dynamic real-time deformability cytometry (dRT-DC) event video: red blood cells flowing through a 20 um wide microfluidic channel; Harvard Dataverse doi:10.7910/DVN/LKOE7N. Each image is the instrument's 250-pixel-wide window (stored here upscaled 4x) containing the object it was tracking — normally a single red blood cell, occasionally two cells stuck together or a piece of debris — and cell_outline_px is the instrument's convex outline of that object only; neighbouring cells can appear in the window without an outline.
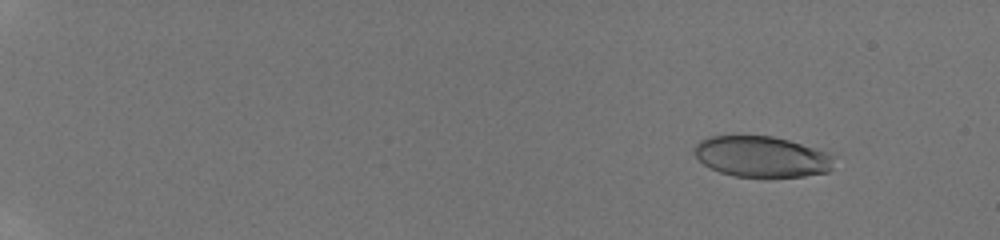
{"species": "human", "species_latin": "Homo sapiens", "temperature_condition": "room temperature", "stored_images_in_passage": 17, "camera_frame_rate_fps": 3000, "um_per_image_px": 0.085, "donor": {"sex": "male"}, "frame": {"image": 1, "passage_image": 5, "time_ms": 2.0, "image_size_px": [1000, 240], "cell_outline_px": [[836, 156], [832, 168], [828, 172], [804, 176], [732, 176], [720, 172], [704, 164], [692, 152], [692, 148], [700, 140], [708, 136], [772, 136], [788, 140], [828, 152]], "centroid_in_image_um": [64.75, 13.31], "position_along_channel_um": 20.2, "area_um2": 33.29}}
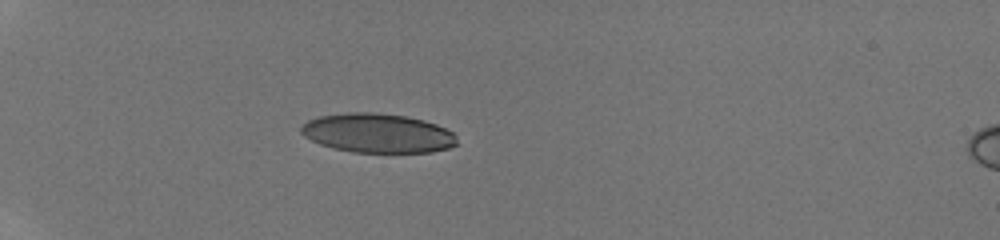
{"frame": {"image": 2, "passage_image": 12, "time_ms": 6.0, "image_size_px": [1000, 240], "cell_outline_px": [[456, 144], [448, 148], [432, 152], [352, 152], [332, 148], [320, 144], [304, 136], [300, 132], [300, 128], [308, 120], [320, 116], [348, 112], [376, 112], [404, 116], [424, 120], [436, 124], [452, 132], [456, 136]], "centroid_in_image_um": [32.08, 11.31], "position_along_channel_um": 52.9, "area_um2": 35.55}}
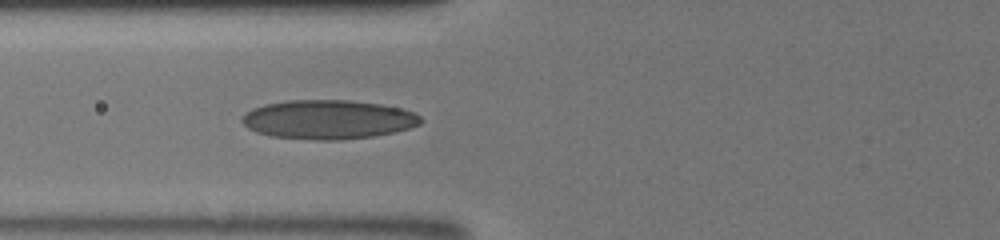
{"frame": {"image": 3, "passage_image": 17, "time_ms": 8.0, "image_size_px": [1000, 240], "cell_outline_px": [[424, 120], [420, 124], [408, 128], [392, 132], [372, 136], [340, 140], [316, 140], [272, 136], [256, 132], [248, 128], [240, 120], [252, 108], [264, 104], [288, 100], [348, 100], [380, 104], [400, 108], [412, 112], [420, 116]], "centroid_in_image_um": [27.88, 10.15], "position_along_channel_um": 97.9, "area_um2": 40.52}}